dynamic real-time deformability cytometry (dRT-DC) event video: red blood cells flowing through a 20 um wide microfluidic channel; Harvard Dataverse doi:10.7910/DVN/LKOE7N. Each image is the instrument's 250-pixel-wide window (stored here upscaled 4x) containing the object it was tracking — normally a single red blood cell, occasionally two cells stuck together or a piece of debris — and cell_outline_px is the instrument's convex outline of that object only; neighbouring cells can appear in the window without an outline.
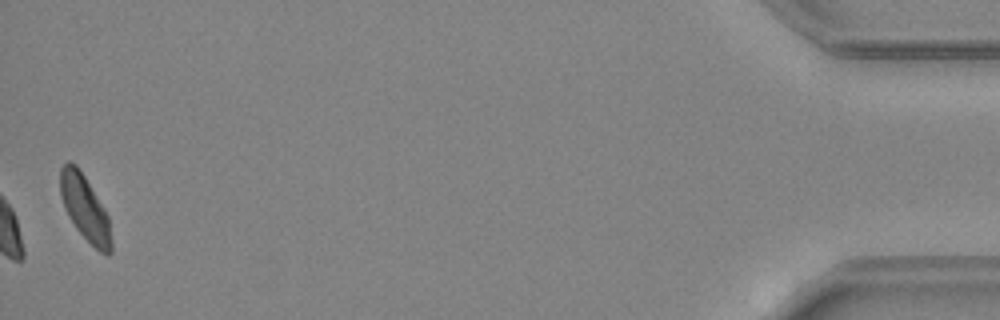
{"species": "common noctule bat (a hibernating species)", "species_latin": "Nyctalus noctula", "temperature_condition": "warm", "stored_images_in_passage": 32, "camera_frame_rate_fps": 3000, "um_per_image_px": 0.085, "animal": {"sex": "female", "body_mass_g": 24.6, "forearm_length_mm": 56.2}, "frame": {"image": 1, "passage_image": 32, "time_ms": 10.333, "image_size_px": [1000, 320], "cell_outline_px": [[112, 252], [108, 256], [100, 252], [76, 228], [68, 216], [64, 208], [60, 196], [60, 168], [68, 160], [76, 164], [84, 176], [104, 208], [108, 216], [112, 244]], "centroid_in_image_um": [7.21, 17.68], "position_along_channel_um": 428.0, "area_um2": 19.25}, "authors_computed_cell_mechanics": {"area_um2": 20.1433, "velocity_mm_per_s": 4.4986, "shape_relaxation_time_tau1_ms": 4.3823, "shape_relaxation_time_tau2_ms": 4.7975, "deformation_change_tau1": 0.1306, "deformation_change_tau2": 0.1059}}